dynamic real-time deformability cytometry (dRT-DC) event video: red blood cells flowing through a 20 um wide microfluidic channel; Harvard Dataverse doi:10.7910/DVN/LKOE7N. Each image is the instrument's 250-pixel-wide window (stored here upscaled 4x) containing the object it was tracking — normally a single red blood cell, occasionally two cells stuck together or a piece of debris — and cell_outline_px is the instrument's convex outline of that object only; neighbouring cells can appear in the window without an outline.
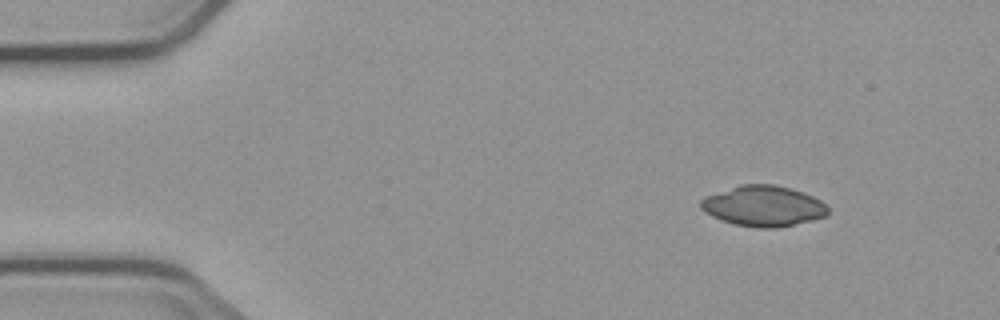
{"species": "common noctule bat (a hibernating species)", "species_latin": "Nyctalus noctula", "temperature_condition": "cold", "stored_images_in_passage": 6, "camera_frame_rate_fps": 3000, "um_per_image_px": 0.085, "animal": {"sex": "male", "body_mass_g": 23.1, "forearm_length_mm": 52.7}, "frame": {"image": 1, "passage_image": 6, "time_ms": 7.0, "image_size_px": [1000, 320], "cell_outline_px": [[828, 212], [824, 216], [812, 220], [776, 228], [756, 228], [736, 224], [720, 220], [712, 216], [700, 208], [700, 200], [704, 196], [740, 184], [776, 184], [792, 188], [804, 192], [820, 200], [828, 208]], "centroid_in_image_um": [64.86, 17.5], "position_along_channel_um": 20.1, "area_um2": 30.17}}